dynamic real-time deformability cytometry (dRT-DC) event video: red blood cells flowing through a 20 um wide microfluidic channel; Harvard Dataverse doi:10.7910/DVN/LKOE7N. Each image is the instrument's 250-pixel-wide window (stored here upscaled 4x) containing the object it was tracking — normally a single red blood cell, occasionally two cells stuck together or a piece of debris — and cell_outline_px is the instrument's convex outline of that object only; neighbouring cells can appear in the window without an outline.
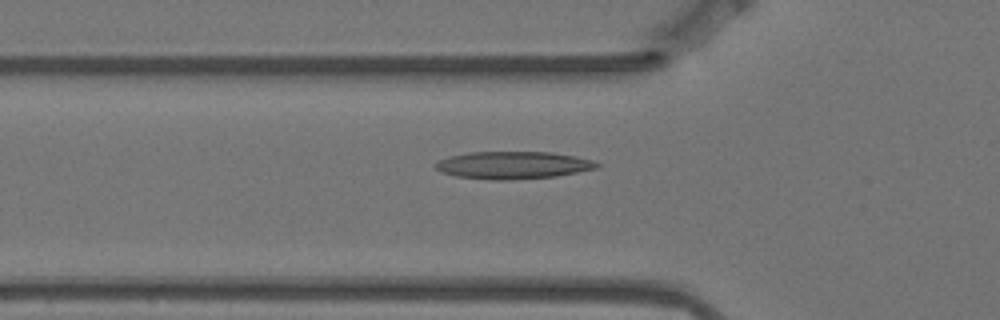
{"species": "Egyptian fruit bat (a non-hibernating species)", "species_latin": "Rousettus aegyptiacus", "temperature_condition": "warm", "stored_images_in_passage": 4, "segment_of_instrument_passage": [2, 2], "camera_frame_rate_fps": 3000, "um_per_image_px": 0.085, "animal": {"sex": "female"}, "frame": {"image": 1, "passage_image": 4, "time_ms": 1.0, "image_size_px": [1000, 320], "cell_outline_px": [[600, 164], [596, 168], [556, 176], [508, 180], [496, 180], [456, 176], [440, 172], [436, 168], [436, 164], [440, 160], [448, 156], [472, 152], [552, 152], [576, 156], [592, 160]], "centroid_in_image_um": [43.61, 14.03], "position_along_channel_um": 82.2, "area_um2": 25.61}}